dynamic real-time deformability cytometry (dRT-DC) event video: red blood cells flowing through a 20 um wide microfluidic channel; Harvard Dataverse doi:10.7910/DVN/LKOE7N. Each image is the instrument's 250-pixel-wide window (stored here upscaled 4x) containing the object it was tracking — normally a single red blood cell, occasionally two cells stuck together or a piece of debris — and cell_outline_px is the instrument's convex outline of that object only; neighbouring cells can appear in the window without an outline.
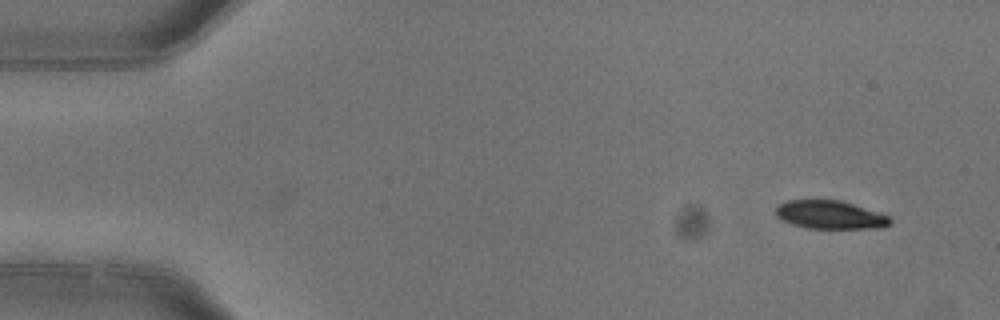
{"species": "common noctule bat (a hibernating species)", "species_latin": "Nyctalus noctula", "temperature_condition": "warm", "stored_images_in_passage": 4, "camera_frame_rate_fps": 3000, "um_per_image_px": 0.085, "animal": {"sex": "female"}, "frame": {"image": 1, "passage_image": 4, "time_ms": 1.0, "image_size_px": [1000, 320], "cell_outline_px": [[892, 224], [880, 228], [808, 228], [792, 224], [776, 216], [776, 208], [780, 204], [788, 200], [840, 200], [888, 216], [892, 220]], "centroid_in_image_um": [70.56, 18.26], "position_along_channel_um": 14.4, "area_um2": 18.55}}